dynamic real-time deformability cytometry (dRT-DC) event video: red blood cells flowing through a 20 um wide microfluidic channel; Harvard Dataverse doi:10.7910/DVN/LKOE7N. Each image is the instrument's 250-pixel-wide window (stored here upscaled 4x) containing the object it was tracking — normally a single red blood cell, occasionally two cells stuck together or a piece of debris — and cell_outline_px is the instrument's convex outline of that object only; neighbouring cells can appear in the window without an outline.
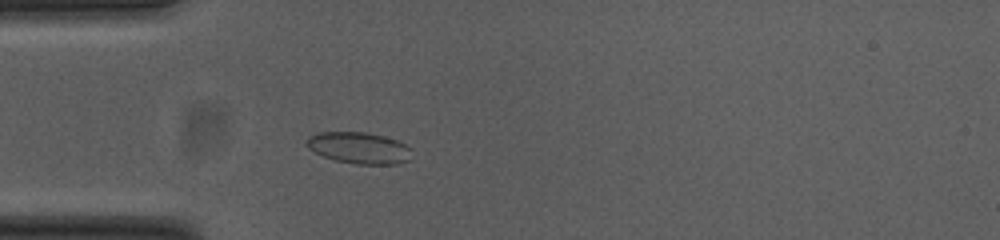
{"species": "common noctule bat (a hibernating species)", "species_latin": "Nyctalus noctula", "temperature_condition": "cold", "stored_images_in_passage": 48, "camera_frame_rate_fps": 3000, "um_per_image_px": 0.085, "animal": {"sex": "female", "body_mass_g": 23.0, "forearm_length_mm": 53.4}, "frame": {"image": 1, "passage_image": 10, "time_ms": 3.0, "image_size_px": [1000, 240], "cell_outline_px": [[412, 148], [408, 160], [396, 164], [356, 164], [336, 160], [324, 156], [308, 148], [308, 136], [320, 132], [364, 132], [384, 136], [396, 140]], "centroid_in_image_um": [30.54, 12.57], "position_along_channel_um": 54.5, "area_um2": 19.02}}
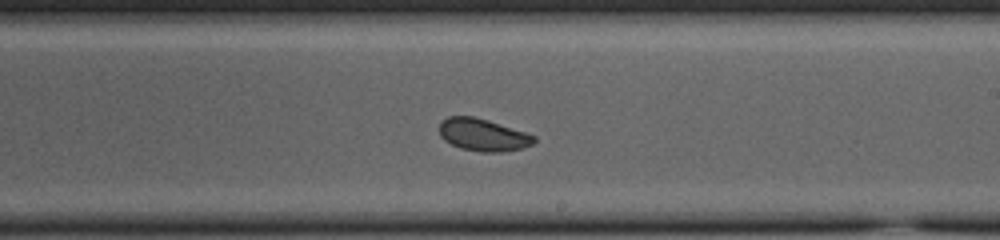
{"frame": {"image": 2, "passage_image": 26, "time_ms": 8.333, "image_size_px": [1000, 240], "cell_outline_px": [[536, 140], [532, 144], [524, 148], [500, 152], [480, 152], [460, 148], [444, 140], [440, 136], [440, 120], [448, 116], [472, 116], [488, 120], [536, 136]], "centroid_in_image_um": [41.04, 11.46], "position_along_channel_um": 248.0, "area_um2": 17.86}}
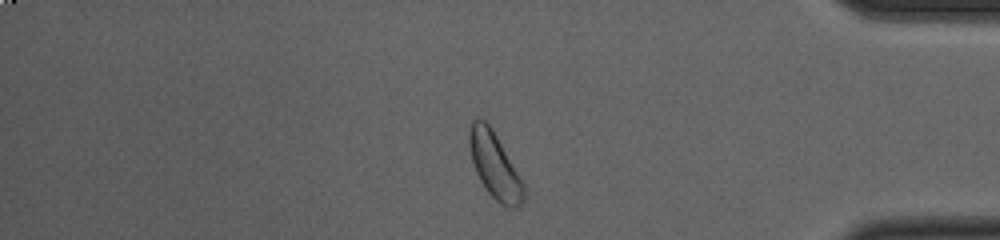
{"frame": {"image": 3, "passage_image": 40, "time_ms": 13.0, "image_size_px": [1000, 240], "cell_outline_px": [[524, 200], [520, 208], [508, 208], [500, 204], [488, 192], [480, 180], [476, 172], [472, 160], [468, 144], [468, 132], [472, 120], [484, 120], [492, 128], [524, 184]], "centroid_in_image_um": [42.05, 14.1], "position_along_channel_um": 393.2, "area_um2": 20.75}, "authors_computed_cell_mechanics": {"area_um2": 18.7561, "velocity_mm_per_s": 3.7412, "shape_relaxation_time_tau1_ms": null, "shape_relaxation_time_tau2_ms": 1.8898, "deformation_change_tau1": null, "deformation_change_tau2": 0.0561}}